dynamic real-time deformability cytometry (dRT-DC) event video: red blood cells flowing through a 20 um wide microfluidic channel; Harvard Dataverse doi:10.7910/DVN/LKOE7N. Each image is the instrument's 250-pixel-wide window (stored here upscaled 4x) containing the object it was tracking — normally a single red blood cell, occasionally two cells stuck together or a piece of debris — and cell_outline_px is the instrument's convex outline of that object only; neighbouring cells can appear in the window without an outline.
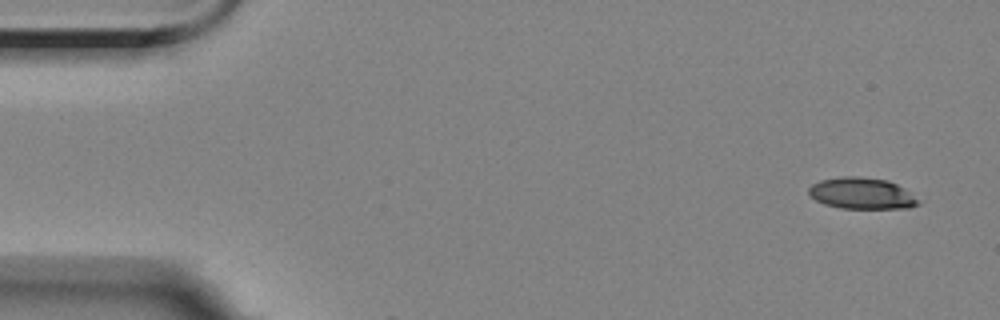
{"species": "Egyptian fruit bat (a non-hibernating species)", "species_latin": "Rousettus aegyptiacus", "temperature_condition": "room temperature", "stored_images_in_passage": 2, "camera_frame_rate_fps": 3000, "um_per_image_px": 0.085, "animal": {"sex": "female"}, "frame": {"image": 1, "passage_image": 1, "time_ms": 0.0, "image_size_px": [1000, 320], "cell_outline_px": [[920, 204], [908, 208], [840, 208], [824, 204], [808, 196], [808, 188], [812, 184], [820, 180], [844, 176], [856, 176], [888, 180], [904, 188], [920, 200]], "centroid_in_image_um": [73.23, 16.44], "position_along_channel_um": 11.8, "area_um2": 20.11}}